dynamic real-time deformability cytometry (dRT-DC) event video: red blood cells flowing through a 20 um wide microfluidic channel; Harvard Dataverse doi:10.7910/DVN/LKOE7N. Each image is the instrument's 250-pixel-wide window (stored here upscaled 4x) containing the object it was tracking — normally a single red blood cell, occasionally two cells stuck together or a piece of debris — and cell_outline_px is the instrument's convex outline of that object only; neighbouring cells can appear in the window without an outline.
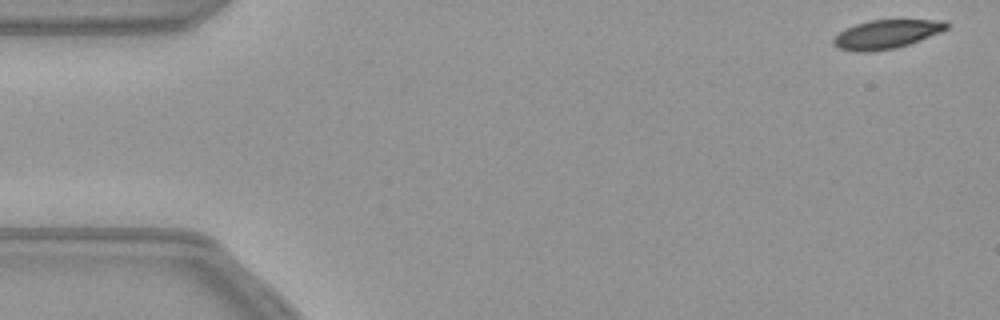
{"species": "common noctule bat (a hibernating species)", "species_latin": "Nyctalus noctula", "temperature_condition": "warm", "stored_images_in_passage": 54, "camera_frame_rate_fps": 3000, "um_per_image_px": 0.085, "animal": {"sex": "female", "body_mass_g": 21.9}, "frame": {"image": 1, "passage_image": 1, "time_ms": 0.0, "image_size_px": [1000, 320], "cell_outline_px": [[948, 28], [940, 32], [920, 40], [896, 48], [872, 52], [856, 52], [836, 48], [832, 44], [832, 36], [844, 28], [868, 20], [944, 20], [948, 24]], "centroid_in_image_um": [75.26, 2.92], "position_along_channel_um": 9.7, "area_um2": 19.25}}
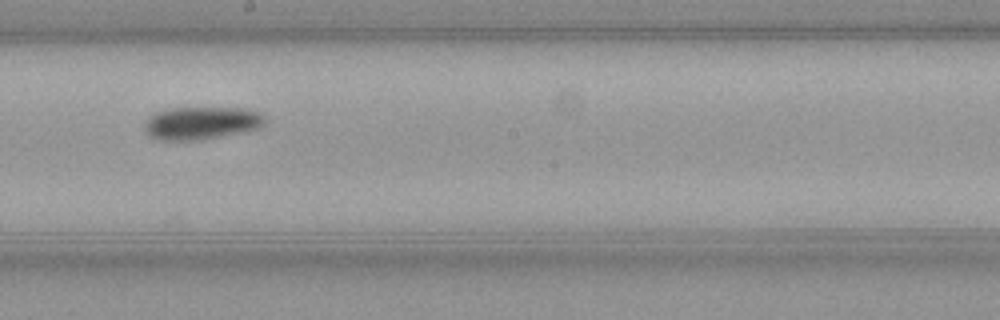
{"frame": {"image": 2, "passage_image": 29, "time_ms": 9.333, "image_size_px": [1000, 320], "cell_outline_px": [[264, 124], [256, 128], [244, 132], [204, 140], [156, 140], [148, 136], [144, 128], [144, 120], [156, 112], [172, 108], [244, 108], [260, 112], [264, 116]], "centroid_in_image_um": [17.08, 10.47], "position_along_channel_um": 231.1, "area_um2": 23.24}}
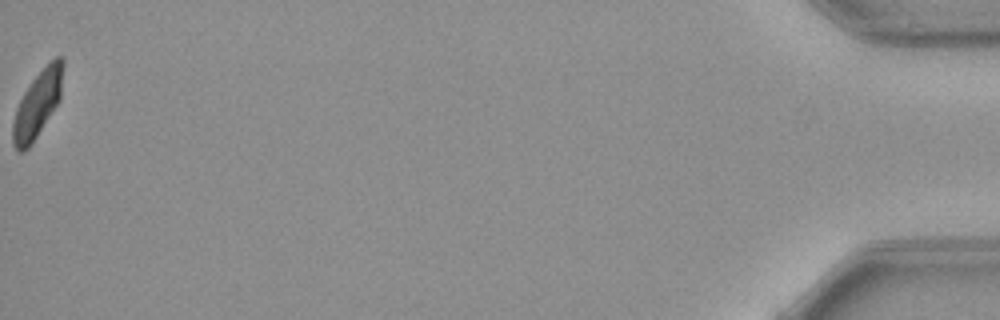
{"frame": {"image": 3, "passage_image": 54, "time_ms": 17.667, "image_size_px": [1000, 320], "cell_outline_px": [[64, 64], [60, 100], [28, 148], [24, 152], [20, 152], [12, 144], [12, 124], [16, 108], [24, 92], [32, 80], [56, 56], [60, 56], [64, 60]], "centroid_in_image_um": [3.18, 8.86], "position_along_channel_um": 432.0, "area_um2": 19.13}}